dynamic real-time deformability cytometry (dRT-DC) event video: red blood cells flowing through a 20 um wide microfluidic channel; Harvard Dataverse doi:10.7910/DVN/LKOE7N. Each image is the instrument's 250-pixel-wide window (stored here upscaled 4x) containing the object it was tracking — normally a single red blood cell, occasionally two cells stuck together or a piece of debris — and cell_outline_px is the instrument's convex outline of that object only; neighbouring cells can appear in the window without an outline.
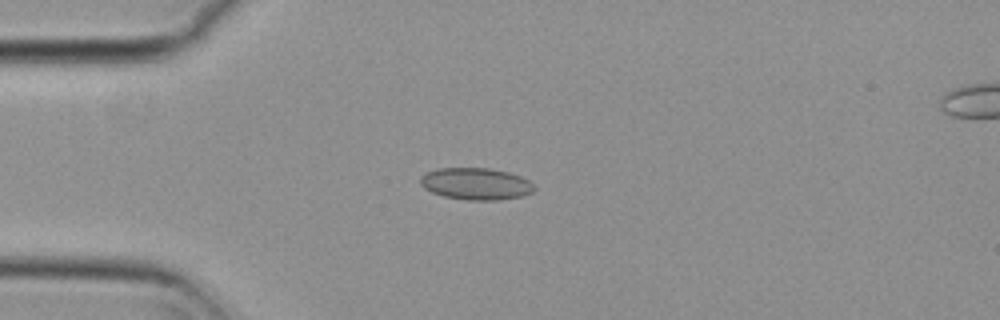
{"species": "common noctule bat (a hibernating species)", "species_latin": "Nyctalus noctula", "temperature_condition": "cold", "stored_images_in_passage": 42, "camera_frame_rate_fps": 3000, "um_per_image_px": 0.085, "animal": {"sex": "female", "body_mass_g": 29.2, "forearm_length_mm": 56.3}, "frame": {"image": 1, "passage_image": 1, "time_ms": 0.0, "image_size_px": [1000, 320], "cell_outline_px": [[536, 188], [532, 192], [524, 196], [500, 200], [468, 200], [444, 196], [432, 192], [424, 188], [420, 184], [420, 176], [428, 172], [440, 168], [488, 168], [508, 172], [520, 176], [528, 180]], "centroid_in_image_um": [40.47, 15.63], "position_along_channel_um": 44.5, "area_um2": 21.15}}
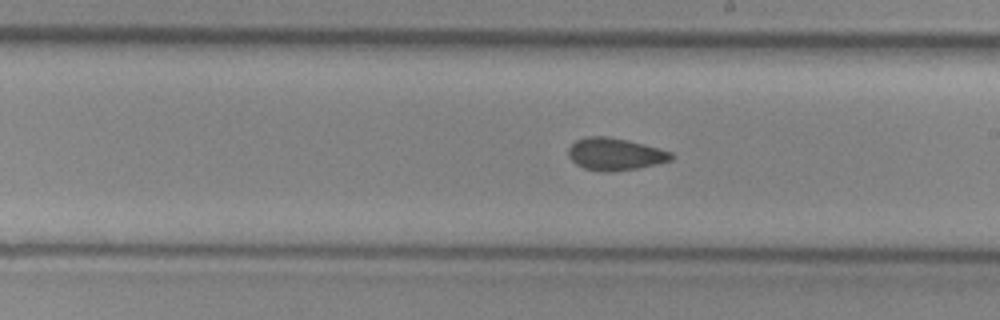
{"frame": {"image": 2, "passage_image": 18, "time_ms": 5.667, "image_size_px": [1000, 320], "cell_outline_px": [[676, 156], [672, 160], [656, 164], [636, 168], [612, 172], [600, 172], [584, 168], [576, 164], [568, 156], [568, 148], [576, 140], [588, 136], [608, 136], [628, 140], [644, 144], [672, 152]], "centroid_in_image_um": [52.28, 13.1], "position_along_channel_um": 236.7, "area_um2": 19.48}}
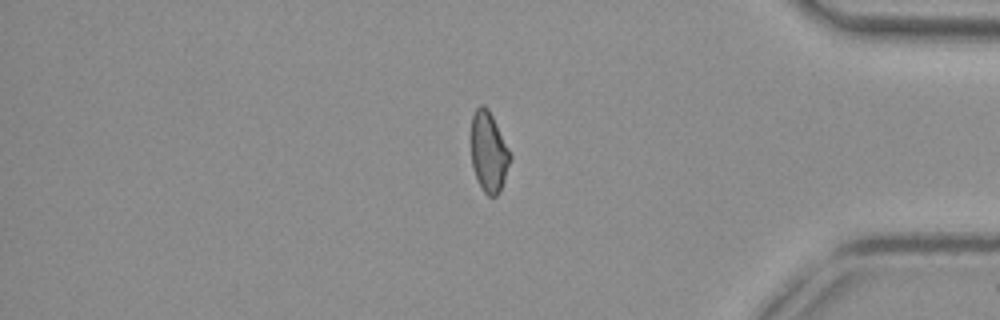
{"frame": {"image": 3, "passage_image": 33, "time_ms": 10.667, "image_size_px": [1000, 320], "cell_outline_px": [[512, 156], [504, 180], [496, 196], [488, 196], [484, 192], [472, 168], [472, 116], [476, 108], [480, 104], [484, 104], [488, 108]], "centroid_in_image_um": [41.54, 12.9], "position_along_channel_um": 393.7, "area_um2": 17.86}, "authors_computed_cell_mechanics": {"area_um2": 19.0451, "velocity_mm_per_s": 3.7239, "shape_relaxation_time_tau1_ms": null, "shape_relaxation_time_tau2_ms": 2.5883, "deformation_change_tau1": null, "deformation_change_tau2": 0.0761}}